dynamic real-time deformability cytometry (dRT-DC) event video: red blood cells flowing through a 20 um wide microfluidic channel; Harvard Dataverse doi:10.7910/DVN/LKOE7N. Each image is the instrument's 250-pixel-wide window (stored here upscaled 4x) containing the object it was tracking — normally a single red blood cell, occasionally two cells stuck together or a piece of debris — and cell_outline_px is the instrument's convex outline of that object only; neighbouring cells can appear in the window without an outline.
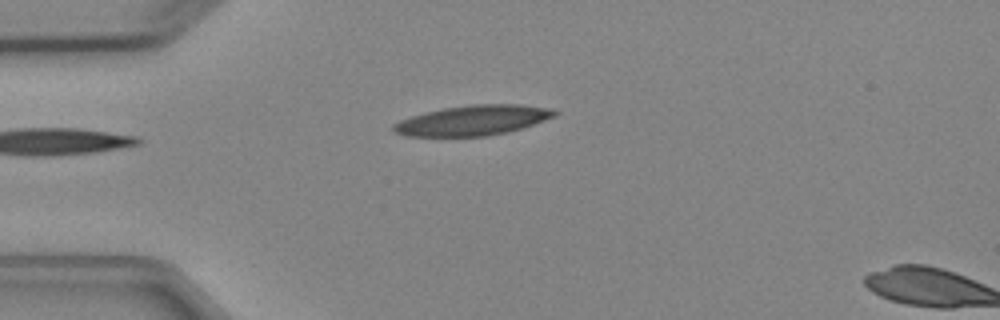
{"species": "Egyptian fruit bat (a non-hibernating species)", "species_latin": "Rousettus aegyptiacus", "temperature_condition": "cold", "stored_images_in_passage": 2, "camera_frame_rate_fps": 3000, "um_per_image_px": 0.085, "animal": {"sex": "female"}, "frame": {"image": 1, "passage_image": 1, "time_ms": 0.0, "image_size_px": [1000, 320], "cell_outline_px": [[560, 112], [556, 116], [508, 132], [488, 136], [404, 136], [392, 132], [392, 124], [400, 120], [424, 112], [444, 108], [472, 104], [520, 104], [552, 108]], "centroid_in_image_um": [40.18, 10.22], "position_along_channel_um": 44.8, "area_um2": 28.38}}